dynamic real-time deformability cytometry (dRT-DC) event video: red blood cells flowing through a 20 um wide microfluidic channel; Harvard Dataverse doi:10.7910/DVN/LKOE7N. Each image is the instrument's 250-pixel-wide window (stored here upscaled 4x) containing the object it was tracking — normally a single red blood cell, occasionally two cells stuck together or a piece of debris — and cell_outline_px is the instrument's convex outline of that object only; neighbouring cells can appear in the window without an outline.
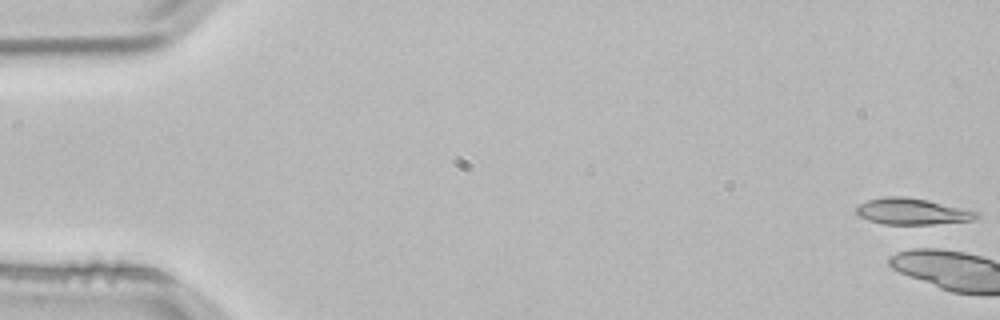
{"species": "common noctule bat (a hibernating species)", "species_latin": "Nyctalus noctula", "temperature_condition": "room temperature", "stored_images_in_passage": 6, "camera_frame_rate_fps": 3000, "um_per_image_px": 0.085, "animal": {"sex": "male", "body_mass_g": 21.5, "forearm_length_mm": 52.0}, "frame": {"image": 1, "passage_image": 1, "time_ms": 0.0, "image_size_px": [1000, 320], "cell_outline_px": [[980, 216], [972, 220], [932, 224], [884, 224], [868, 220], [860, 216], [856, 212], [856, 208], [860, 204], [868, 200], [888, 196], [904, 196], [928, 200], [980, 212]], "centroid_in_image_um": [77.55, 17.97], "position_along_channel_um": 7.5, "area_um2": 18.26}}
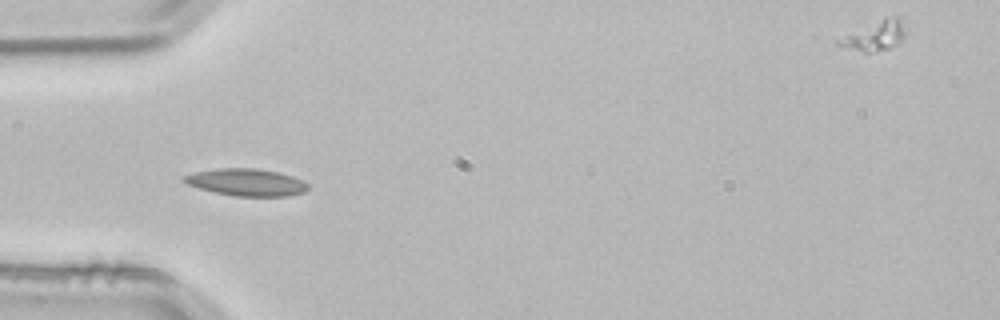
{"frame": {"image": 2, "passage_image": 5, "time_ms": 1.333, "image_size_px": [1000, 320], "cell_outline_px": [[308, 188], [304, 192], [288, 196], [236, 196], [216, 192], [200, 188], [188, 184], [180, 180], [184, 176], [196, 172], [220, 168], [256, 168], [276, 172], [292, 176], [308, 184]], "centroid_in_image_um": [20.94, 15.49], "position_along_channel_um": 64.1, "area_um2": 19.31}}